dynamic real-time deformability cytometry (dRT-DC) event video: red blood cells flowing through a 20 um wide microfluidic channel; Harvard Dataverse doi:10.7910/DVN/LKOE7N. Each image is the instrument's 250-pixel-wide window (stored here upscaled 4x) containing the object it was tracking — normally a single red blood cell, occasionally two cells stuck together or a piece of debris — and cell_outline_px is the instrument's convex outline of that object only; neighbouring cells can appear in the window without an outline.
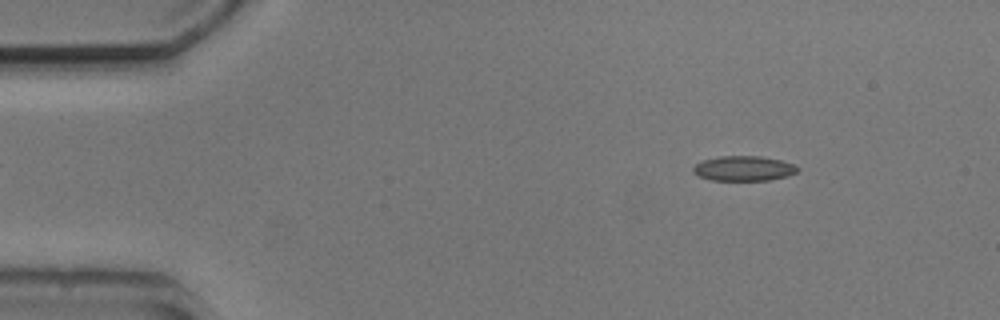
{"species": "common noctule bat (a hibernating species)", "species_latin": "Nyctalus noctula", "temperature_condition": "cold", "stored_images_in_passage": 6, "camera_frame_rate_fps": 3000, "um_per_image_px": 0.085, "animal": {"sex": "male", "body_mass_g": 20.5, "forearm_length_mm": 52.5}, "frame": {"image": 1, "passage_image": 1, "time_ms": 0.0, "image_size_px": [1000, 320], "cell_outline_px": [[800, 168], [796, 172], [788, 176], [768, 180], [712, 180], [700, 176], [692, 172], [692, 168], [700, 160], [720, 156], [760, 156], [780, 160], [796, 164]], "centroid_in_image_um": [63.22, 14.31], "position_along_channel_um": 21.8, "area_um2": 15.26}}
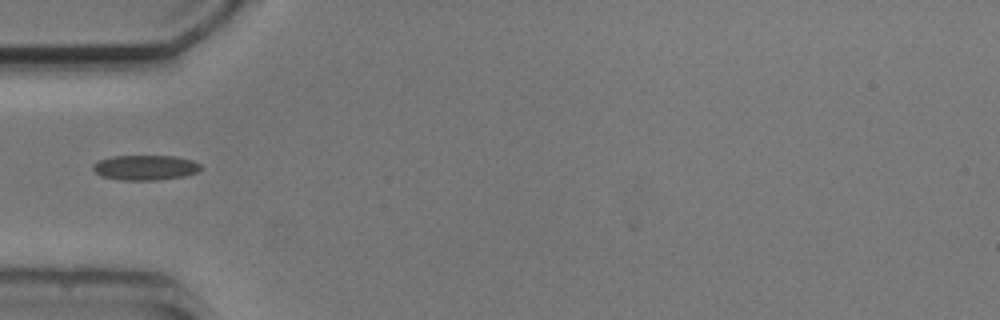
{"frame": {"image": 2, "passage_image": 3, "time_ms": 3.333, "image_size_px": [1000, 320], "cell_outline_px": [[204, 168], [200, 172], [184, 176], [156, 180], [124, 180], [100, 176], [92, 168], [92, 164], [100, 160], [112, 156], [176, 156], [192, 160], [200, 164]], "centroid_in_image_um": [12.39, 14.24], "position_along_channel_um": 72.6, "area_um2": 15.84}}